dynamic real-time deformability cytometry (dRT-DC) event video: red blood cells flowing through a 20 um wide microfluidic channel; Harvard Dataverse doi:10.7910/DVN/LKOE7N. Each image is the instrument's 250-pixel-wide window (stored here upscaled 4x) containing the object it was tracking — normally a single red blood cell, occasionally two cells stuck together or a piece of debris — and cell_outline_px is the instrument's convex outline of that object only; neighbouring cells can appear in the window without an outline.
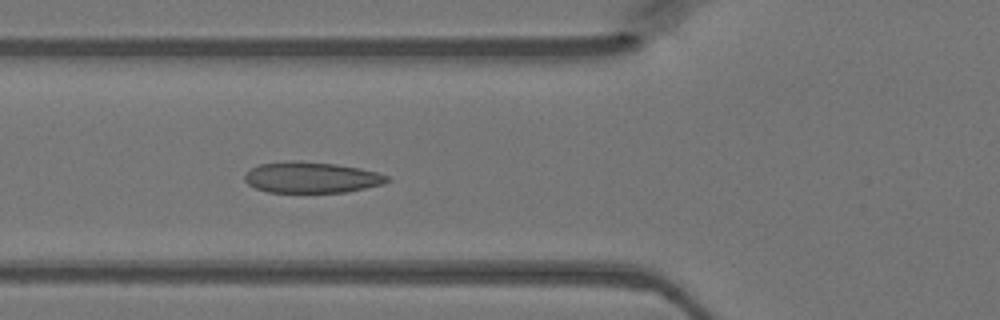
{"species": "Egyptian fruit bat (a non-hibernating species)", "species_latin": "Rousettus aegyptiacus", "temperature_condition": "warm", "stored_images_in_passage": 39, "camera_frame_rate_fps": 3000, "um_per_image_px": 0.085, "animal": {"sex": "female"}, "frame": {"image": 1, "passage_image": 14, "time_ms": 4.333, "image_size_px": [1000, 320], "cell_outline_px": [[392, 180], [384, 184], [344, 192], [268, 192], [256, 188], [248, 184], [244, 180], [244, 172], [260, 164], [284, 160], [300, 160], [336, 164], [360, 168], [376, 172], [388, 176]], "centroid_in_image_um": [26.45, 15.07], "position_along_channel_um": 99.4, "area_um2": 25.95}}
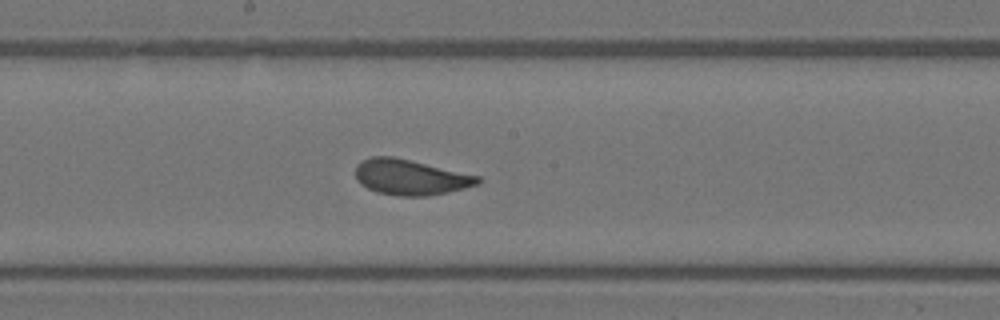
{"frame": {"image": 2, "passage_image": 22, "time_ms": 7.0, "image_size_px": [1000, 320], "cell_outline_px": [[484, 180], [480, 184], [448, 192], [428, 196], [400, 196], [376, 192], [360, 184], [356, 180], [356, 164], [360, 160], [372, 156], [392, 156], [480, 176]], "centroid_in_image_um": [34.88, 15.06], "position_along_channel_um": 213.3, "area_um2": 25.43}}
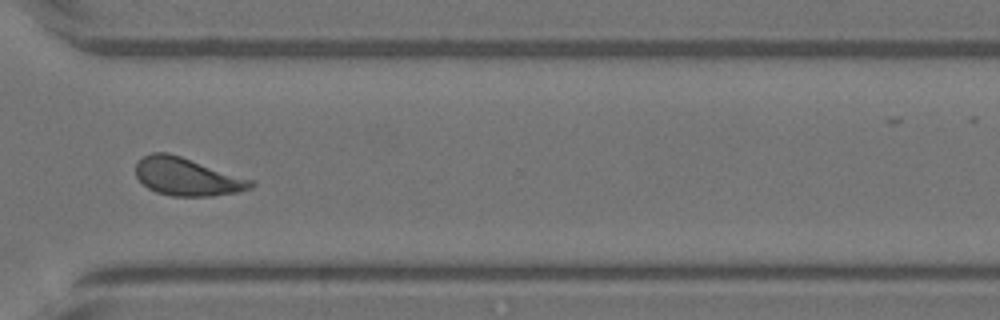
{"frame": {"image": 3, "passage_image": 32, "time_ms": 10.333, "image_size_px": [1000, 320], "cell_outline_px": [[256, 184], [252, 188], [240, 192], [212, 196], [172, 196], [156, 192], [148, 188], [136, 176], [136, 164], [144, 156], [152, 152], [168, 152], [256, 180]], "centroid_in_image_um": [15.97, 15.03], "position_along_channel_um": 354.6, "area_um2": 25.66}}